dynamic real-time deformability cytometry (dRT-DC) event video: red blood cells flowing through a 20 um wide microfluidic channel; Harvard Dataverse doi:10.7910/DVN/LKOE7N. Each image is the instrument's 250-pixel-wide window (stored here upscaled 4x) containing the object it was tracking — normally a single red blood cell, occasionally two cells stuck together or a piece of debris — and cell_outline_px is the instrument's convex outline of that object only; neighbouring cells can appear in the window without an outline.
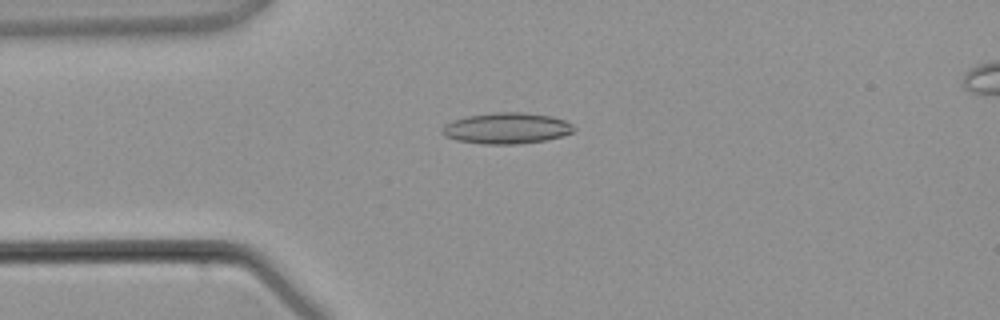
{"species": "common noctule bat (a hibernating species)", "species_latin": "Nyctalus noctula", "temperature_condition": "warm", "stored_images_in_passage": 4, "camera_frame_rate_fps": 3000, "um_per_image_px": 0.085, "animal": {"sex": "male", "body_mass_g": 21.5, "forearm_length_mm": 52.0}, "frame": {"image": 1, "passage_image": 3, "time_ms": 2.667, "image_size_px": [1000, 320], "cell_outline_px": [[576, 128], [572, 132], [560, 136], [544, 140], [516, 144], [484, 144], [456, 140], [444, 136], [440, 132], [440, 128], [444, 124], [452, 120], [468, 116], [496, 112], [520, 112], [552, 116], [564, 120], [572, 124]], "centroid_in_image_um": [43.01, 10.9], "position_along_channel_um": 42.0, "area_um2": 23.81}}